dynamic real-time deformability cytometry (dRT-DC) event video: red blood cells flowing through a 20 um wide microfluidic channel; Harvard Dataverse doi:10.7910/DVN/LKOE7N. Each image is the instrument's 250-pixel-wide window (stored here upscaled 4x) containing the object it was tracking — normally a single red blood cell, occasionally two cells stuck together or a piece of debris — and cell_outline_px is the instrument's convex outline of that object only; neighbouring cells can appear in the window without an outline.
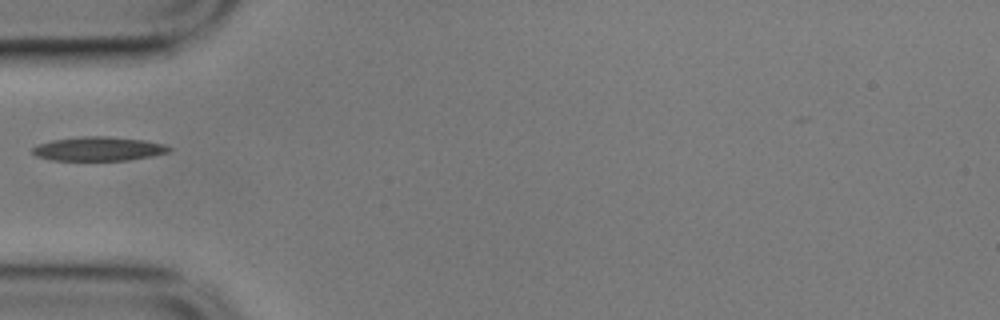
{"species": "common noctule bat (a hibernating species)", "species_latin": "Nyctalus noctula", "temperature_condition": "cold", "stored_images_in_passage": 31, "camera_frame_rate_fps": 3000, "um_per_image_px": 0.085, "animal": {"sex": "male", "body_mass_g": 17.9}, "frame": {"image": 1, "passage_image": 1, "time_ms": 0.0, "image_size_px": [1000, 320], "cell_outline_px": [[172, 148], [168, 152], [152, 156], [128, 160], [52, 160], [36, 156], [32, 152], [32, 148], [36, 144], [52, 140], [80, 136], [108, 136], [144, 140], [164, 144]], "centroid_in_image_um": [8.35, 12.64], "position_along_channel_um": 76.6, "area_um2": 19.19}}